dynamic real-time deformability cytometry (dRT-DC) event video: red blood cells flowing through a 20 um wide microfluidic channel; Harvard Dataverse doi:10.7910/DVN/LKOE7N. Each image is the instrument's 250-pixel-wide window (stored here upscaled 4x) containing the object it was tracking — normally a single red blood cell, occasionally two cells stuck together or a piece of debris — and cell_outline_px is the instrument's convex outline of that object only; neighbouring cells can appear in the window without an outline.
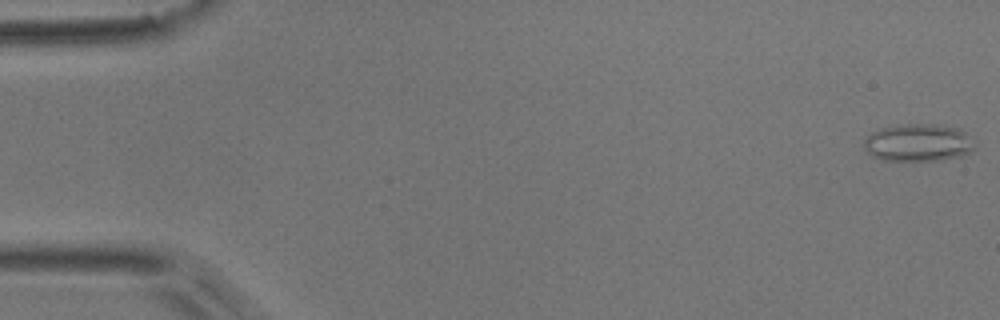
{"species": "common noctule bat (a hibernating species)", "species_latin": "Nyctalus noctula", "temperature_condition": "room temperature", "stored_images_in_passage": 5, "camera_frame_rate_fps": 3000, "um_per_image_px": 0.085, "animal": {"sex": "male", "body_mass_g": 17.9}, "frame": {"image": 1, "passage_image": 1, "time_ms": 0.0, "image_size_px": [1000, 320], "cell_outline_px": [[976, 148], [964, 156], [940, 160], [884, 160], [872, 156], [864, 148], [864, 140], [872, 132], [880, 128], [900, 124], [936, 124], [960, 128], [976, 140]], "centroid_in_image_um": [78.12, 12.12], "position_along_channel_um": 6.9, "area_um2": 24.62}}
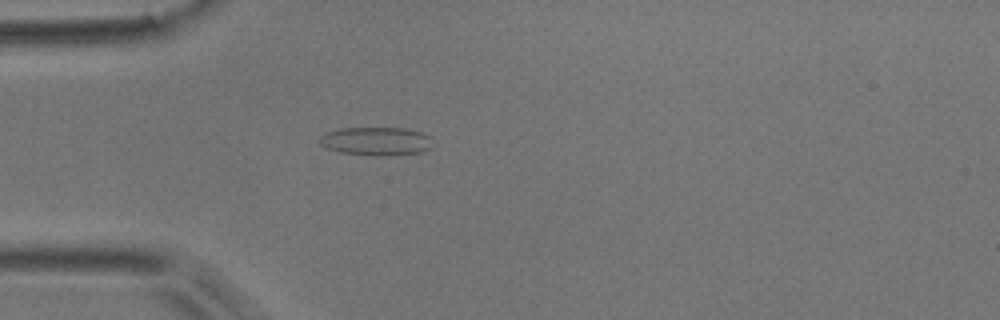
{"frame": {"image": 2, "passage_image": 5, "time_ms": 1.333, "image_size_px": [1000, 320], "cell_outline_px": [[432, 148], [420, 152], [388, 156], [372, 156], [340, 152], [328, 148], [320, 144], [316, 140], [324, 132], [340, 128], [408, 128], [420, 132], [428, 136]], "centroid_in_image_um": [31.92, 12.0], "position_along_channel_um": 53.1, "area_um2": 18.9}}